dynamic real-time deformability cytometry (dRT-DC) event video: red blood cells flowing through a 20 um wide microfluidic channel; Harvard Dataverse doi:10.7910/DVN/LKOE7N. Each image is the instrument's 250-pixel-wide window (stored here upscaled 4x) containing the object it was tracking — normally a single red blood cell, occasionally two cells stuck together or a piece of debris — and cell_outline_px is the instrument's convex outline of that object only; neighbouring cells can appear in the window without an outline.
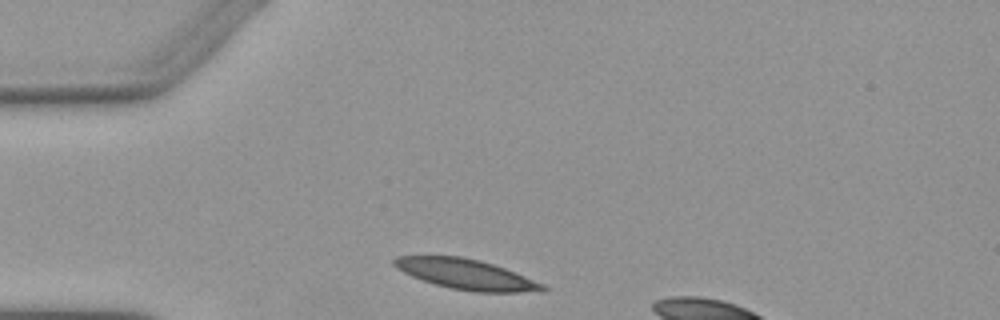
{"species": "Egyptian fruit bat (a non-hibernating species)", "species_latin": "Rousettus aegyptiacus", "temperature_condition": "warm", "stored_images_in_passage": 3, "camera_frame_rate_fps": 3000, "um_per_image_px": 0.085, "animal": {"sex": "female"}, "frame": {"image": 1, "passage_image": 1, "time_ms": 0.0, "image_size_px": [1000, 320], "cell_outline_px": [[548, 288], [544, 292], [476, 292], [452, 288], [436, 284], [412, 276], [396, 268], [392, 264], [392, 260], [396, 256], [460, 256], [480, 260], [504, 268], [544, 284]], "centroid_in_image_um": [39.64, 23.31], "position_along_channel_um": 45.4, "area_um2": 25.95}}
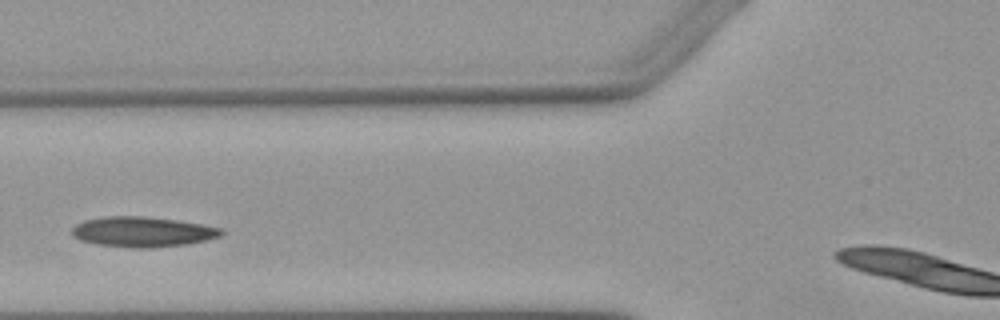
{"frame": {"image": 2, "passage_image": 3, "time_ms": 2.333, "image_size_px": [1000, 320], "cell_outline_px": [[224, 232], [220, 236], [188, 244], [156, 248], [132, 248], [96, 244], [80, 240], [72, 236], [72, 228], [76, 224], [84, 220], [104, 216], [140, 216], [176, 220], [224, 228]], "centroid_in_image_um": [12.1, 19.71], "position_along_channel_um": 113.7, "area_um2": 26.41}}